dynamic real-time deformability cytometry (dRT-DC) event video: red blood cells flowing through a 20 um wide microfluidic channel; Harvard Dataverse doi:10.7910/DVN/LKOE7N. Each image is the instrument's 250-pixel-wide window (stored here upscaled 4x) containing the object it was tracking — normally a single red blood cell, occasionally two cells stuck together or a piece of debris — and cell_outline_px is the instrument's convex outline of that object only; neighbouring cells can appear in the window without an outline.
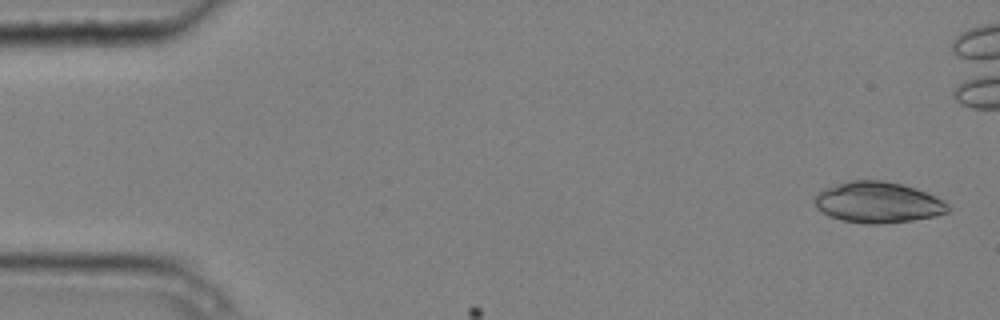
{"species": "common noctule bat (a hibernating species)", "species_latin": "Nyctalus noctula", "temperature_condition": "cold", "stored_images_in_passage": 6, "segment_of_instrument_passage": [2, 2], "camera_frame_rate_fps": 3000, "um_per_image_px": 0.085, "animal": {"sex": "male", "body_mass_g": 20.4}, "frame": {"image": 1, "passage_image": 6, "time_ms": 1.667, "image_size_px": [1000, 320], "cell_outline_px": [[948, 212], [936, 216], [912, 220], [880, 224], [864, 224], [840, 220], [828, 216], [816, 208], [812, 200], [824, 188], [836, 184], [852, 180], [884, 180], [904, 184], [916, 188], [936, 196], [944, 200], [948, 204]], "centroid_in_image_um": [74.61, 17.2], "position_along_channel_um": 10.4, "area_um2": 32.19}}